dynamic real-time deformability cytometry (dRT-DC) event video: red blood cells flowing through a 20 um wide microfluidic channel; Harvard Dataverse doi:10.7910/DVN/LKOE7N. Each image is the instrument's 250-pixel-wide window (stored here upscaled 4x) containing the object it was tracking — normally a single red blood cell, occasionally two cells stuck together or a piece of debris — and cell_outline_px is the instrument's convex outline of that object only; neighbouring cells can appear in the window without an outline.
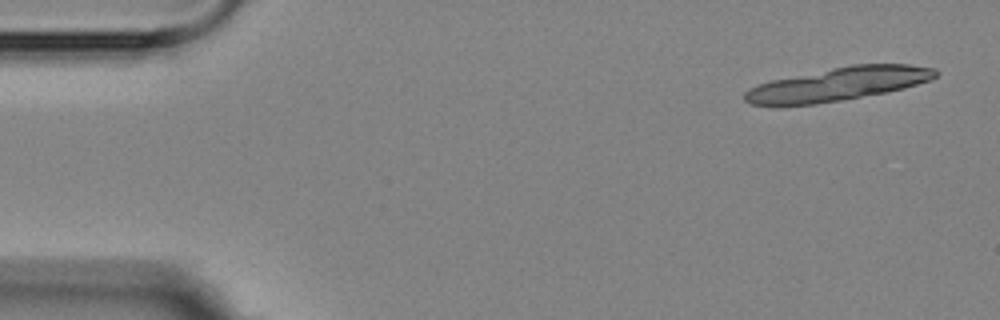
{"species": "Egyptian fruit bat (a non-hibernating species)", "species_latin": "Rousettus aegyptiacus", "temperature_condition": "room temperature", "stored_images_in_passage": 6, "camera_frame_rate_fps": 3000, "um_per_image_px": 0.085, "animal": {"sex": "female"}, "frame": {"image": 1, "passage_image": 1, "time_ms": 0.0, "image_size_px": [1000, 320], "cell_outline_px": [[940, 72], [932, 80], [904, 88], [888, 92], [816, 104], [776, 108], [752, 104], [744, 100], [744, 92], [748, 88], [756, 84], [772, 80], [852, 64], [908, 64], [936, 68]], "centroid_in_image_um": [71.2, 7.17], "position_along_channel_um": 13.8, "area_um2": 37.74}}
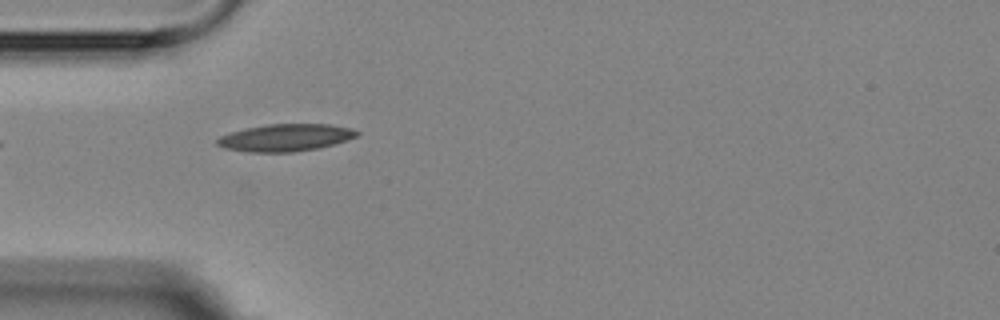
{"frame": {"image": 2, "passage_image": 5, "time_ms": 4.667, "image_size_px": [1000, 320], "cell_outline_px": [[360, 136], [348, 140], [320, 148], [292, 152], [248, 152], [224, 148], [216, 144], [216, 140], [220, 136], [244, 128], [268, 124], [328, 124], [352, 128], [360, 132]], "centroid_in_image_um": [24.3, 11.7], "position_along_channel_um": 60.7, "area_um2": 22.37}}
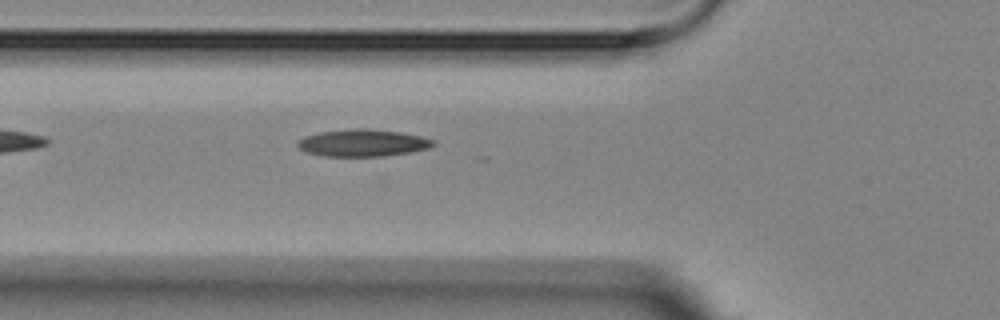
{"frame": {"image": 3, "passage_image": 6, "time_ms": 5.667, "image_size_px": [1000, 320], "cell_outline_px": [[436, 144], [428, 148], [412, 152], [384, 156], [324, 156], [308, 152], [300, 148], [296, 144], [304, 136], [320, 132], [348, 128], [368, 128], [400, 132], [420, 136], [432, 140]], "centroid_in_image_um": [30.84, 12.14], "position_along_channel_um": 95.0, "area_um2": 21.39}}